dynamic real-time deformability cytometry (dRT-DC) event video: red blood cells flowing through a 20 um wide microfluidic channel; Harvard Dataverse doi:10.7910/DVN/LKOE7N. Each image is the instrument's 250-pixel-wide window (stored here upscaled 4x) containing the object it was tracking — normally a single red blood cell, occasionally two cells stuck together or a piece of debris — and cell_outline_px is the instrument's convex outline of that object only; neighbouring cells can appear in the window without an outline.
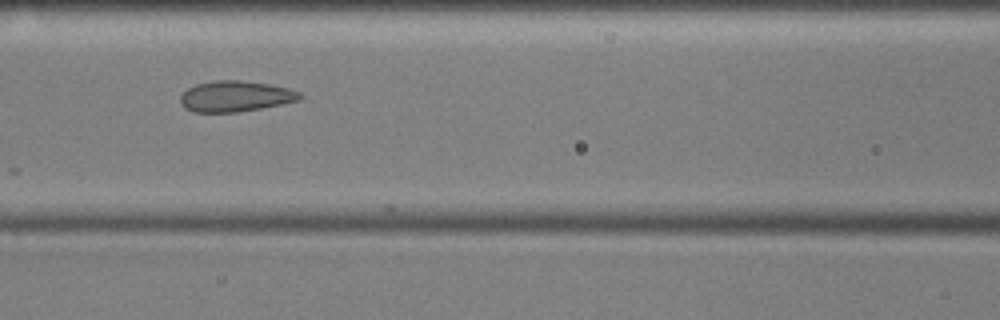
{"species": "common noctule bat (a hibernating species)", "species_latin": "Nyctalus noctula", "temperature_condition": "cold", "stored_images_in_passage": 13, "camera_frame_rate_fps": 3000, "um_per_image_px": 0.085, "animal": {"sex": "male", "body_mass_g": 17.9, "forearm_length_mm": 54.2}, "frame": {"image": 1, "passage_image": 12, "time_ms": 3.667, "image_size_px": [1000, 320], "cell_outline_px": [[304, 96], [300, 100], [260, 108], [236, 112], [192, 112], [184, 108], [180, 104], [180, 96], [188, 88], [196, 84], [212, 80], [240, 80], [268, 84], [288, 88], [300, 92]], "centroid_in_image_um": [19.99, 8.18], "position_along_channel_um": 146.6, "area_um2": 21.5}}